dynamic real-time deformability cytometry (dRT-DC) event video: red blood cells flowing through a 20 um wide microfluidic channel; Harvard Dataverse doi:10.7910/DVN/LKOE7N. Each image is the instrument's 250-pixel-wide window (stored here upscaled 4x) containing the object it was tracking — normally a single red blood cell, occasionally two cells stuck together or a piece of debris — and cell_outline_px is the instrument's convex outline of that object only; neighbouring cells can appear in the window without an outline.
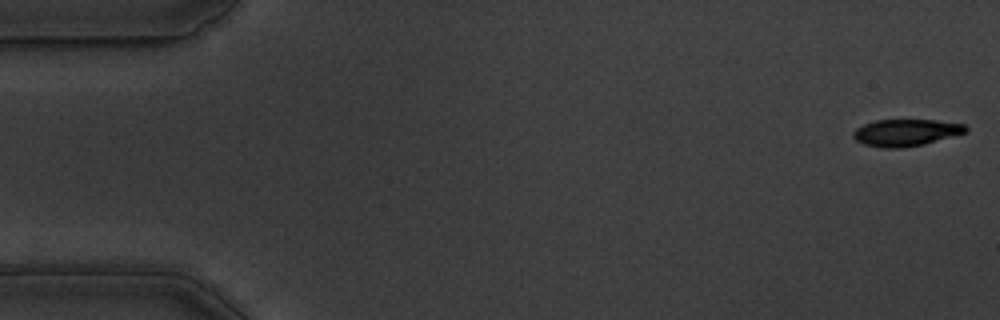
{"species": "common noctule bat (a hibernating species)", "species_latin": "Nyctalus noctula", "temperature_condition": "warm", "stored_images_in_passage": 55, "camera_frame_rate_fps": 3000, "um_per_image_px": 0.085, "animal": {"sex": "male", "body_mass_g": 19.5, "forearm_length_mm": 54.6}, "frame": {"image": 1, "passage_image": 1, "time_ms": 0.0, "image_size_px": [1000, 320], "cell_outline_px": [[968, 132], [924, 144], [900, 148], [880, 148], [864, 144], [856, 140], [852, 136], [852, 132], [856, 128], [864, 124], [876, 120], [936, 120], [964, 124], [968, 128]], "centroid_in_image_um": [76.99, 11.27], "position_along_channel_um": 8.0, "area_um2": 17.69}}
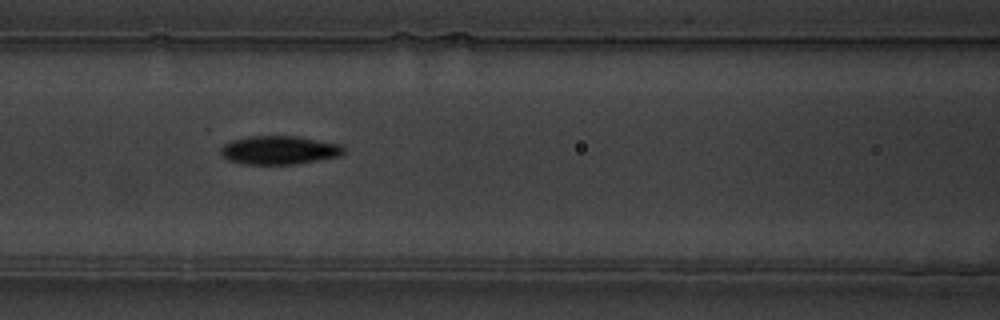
{"frame": {"image": 2, "passage_image": 23, "time_ms": 7.333, "image_size_px": [1000, 320], "cell_outline_px": [[344, 152], [340, 156], [296, 164], [244, 164], [228, 160], [220, 152], [220, 148], [224, 144], [232, 140], [248, 136], [296, 136], [344, 144]], "centroid_in_image_um": [23.76, 12.75], "position_along_channel_um": 142.8, "area_um2": 20.58}}
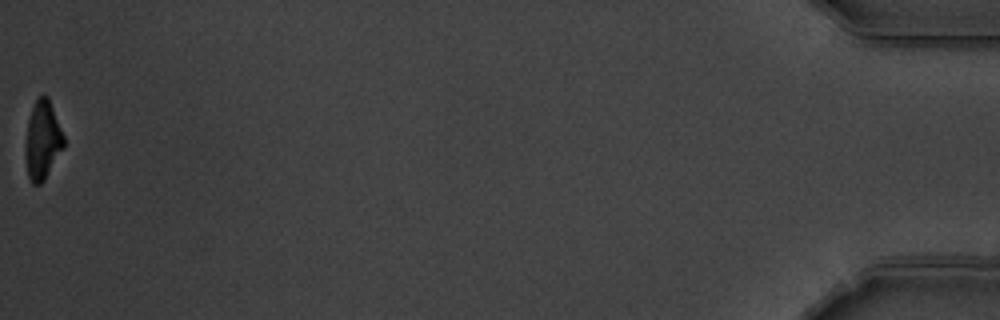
{"frame": {"image": 3, "passage_image": 55, "time_ms": 18.0, "image_size_px": [1000, 320], "cell_outline_px": [[64, 148], [44, 180], [40, 184], [32, 184], [28, 176], [24, 152], [28, 120], [32, 108], [36, 100], [40, 96], [48, 96], [64, 136]], "centroid_in_image_um": [3.61, 11.94], "position_along_channel_um": 431.6, "area_um2": 17.51}, "authors_computed_cell_mechanics": {"area_um2": 19.652, "velocity_mm_per_s": 3.6522, "shape_relaxation_time_tau1_ms": 3.199, "shape_relaxation_time_tau2_ms": 7.2695, "deformation_change_tau1": 0.1522, "deformation_change_tau2": 0.135}}